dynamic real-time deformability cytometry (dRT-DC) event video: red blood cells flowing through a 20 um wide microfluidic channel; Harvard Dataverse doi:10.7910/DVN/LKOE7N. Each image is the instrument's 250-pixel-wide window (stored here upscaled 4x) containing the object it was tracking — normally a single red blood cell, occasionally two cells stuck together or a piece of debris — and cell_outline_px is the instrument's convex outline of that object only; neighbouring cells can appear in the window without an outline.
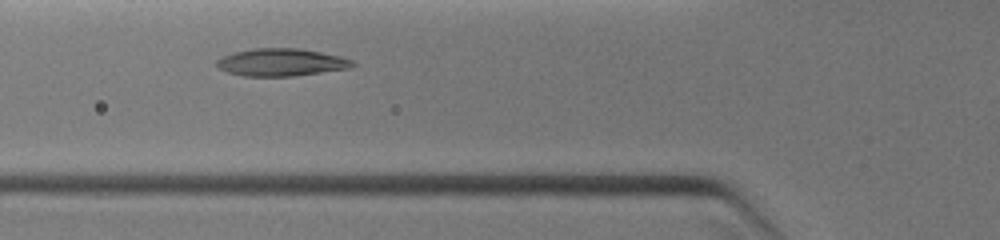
{"species": "common noctule bat (a hibernating species)", "species_latin": "Nyctalus noctula", "temperature_condition": "warm", "stored_images_in_passage": 11, "camera_frame_rate_fps": 3000, "um_per_image_px": 0.085, "animal": {"sex": "female", "body_mass_g": 19.0, "forearm_length_mm": 51.5}, "frame": {"image": 1, "passage_image": 3, "time_ms": 1.333, "image_size_px": [1000, 240], "cell_outline_px": [[356, 64], [352, 68], [292, 76], [244, 76], [228, 72], [220, 68], [216, 64], [216, 60], [224, 56], [236, 52], [256, 48], [300, 48], [340, 56], [352, 60]], "centroid_in_image_um": [23.95, 5.3], "position_along_channel_um": 101.9, "area_um2": 21.62}}
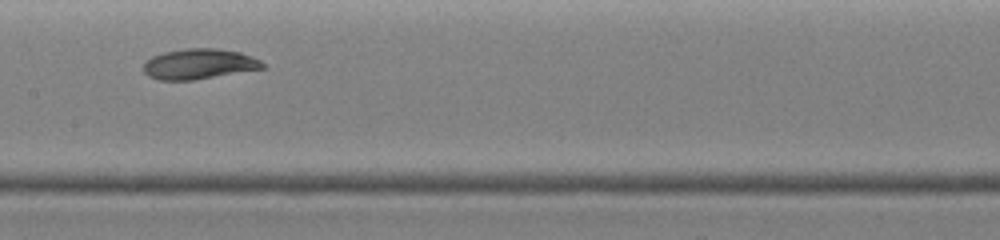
{"frame": {"image": 2, "passage_image": 6, "time_ms": 3.0, "image_size_px": [1000, 240], "cell_outline_px": [[264, 68], [196, 80], [156, 80], [148, 76], [144, 72], [144, 60], [152, 56], [164, 52], [188, 48], [220, 48], [240, 52], [252, 56], [260, 60], [264, 64]], "centroid_in_image_um": [16.9, 5.44], "position_along_channel_um": 190.5, "area_um2": 21.27}}
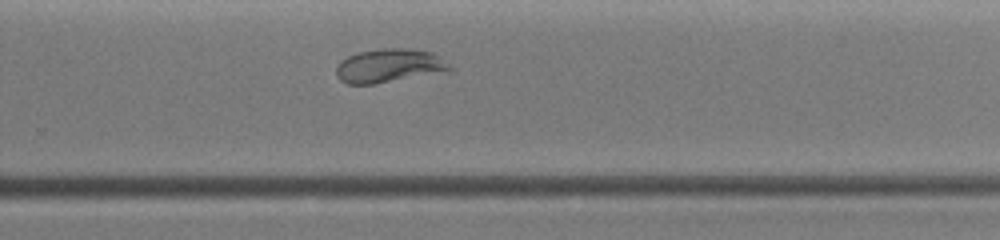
{"frame": {"image": 3, "passage_image": 11, "time_ms": 5.0, "image_size_px": [1000, 240], "cell_outline_px": [[452, 68], [372, 84], [348, 84], [340, 80], [336, 72], [336, 68], [340, 60], [348, 56], [360, 52], [380, 48], [404, 48], [432, 52], [448, 64]], "centroid_in_image_um": [32.94, 5.56], "position_along_channel_um": 296.9, "area_um2": 21.27}}